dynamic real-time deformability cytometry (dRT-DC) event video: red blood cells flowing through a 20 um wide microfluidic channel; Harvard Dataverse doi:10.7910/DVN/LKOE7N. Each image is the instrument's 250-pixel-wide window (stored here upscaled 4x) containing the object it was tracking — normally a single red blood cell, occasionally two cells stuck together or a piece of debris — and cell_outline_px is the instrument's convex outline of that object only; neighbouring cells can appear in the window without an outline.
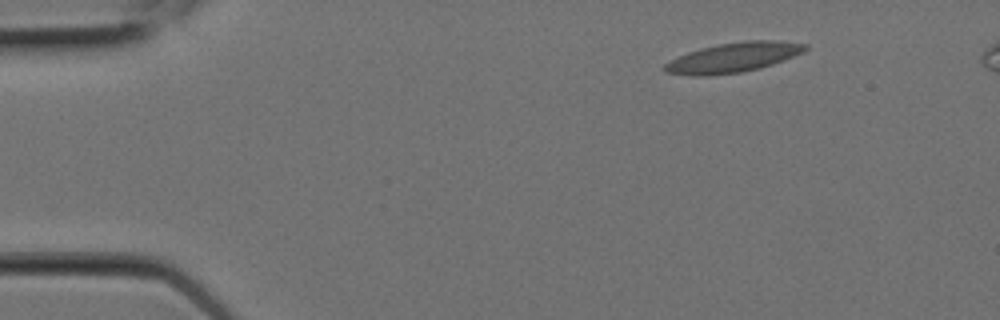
{"species": "Egyptian fruit bat (a non-hibernating species)", "species_latin": "Rousettus aegyptiacus", "temperature_condition": "room temperature", "stored_images_in_passage": 5, "camera_frame_rate_fps": 3000, "um_per_image_px": 0.085, "animal": {"sex": "female"}, "frame": {"image": 1, "passage_image": 1, "time_ms": 0.0, "image_size_px": [1000, 320], "cell_outline_px": [[808, 48], [804, 52], [784, 60], [760, 68], [740, 72], [704, 76], [692, 76], [664, 72], [660, 68], [664, 64], [688, 52], [700, 48], [716, 44], [744, 40], [772, 40], [808, 44]], "centroid_in_image_um": [62.31, 4.88], "position_along_channel_um": 22.7, "area_um2": 24.45}}